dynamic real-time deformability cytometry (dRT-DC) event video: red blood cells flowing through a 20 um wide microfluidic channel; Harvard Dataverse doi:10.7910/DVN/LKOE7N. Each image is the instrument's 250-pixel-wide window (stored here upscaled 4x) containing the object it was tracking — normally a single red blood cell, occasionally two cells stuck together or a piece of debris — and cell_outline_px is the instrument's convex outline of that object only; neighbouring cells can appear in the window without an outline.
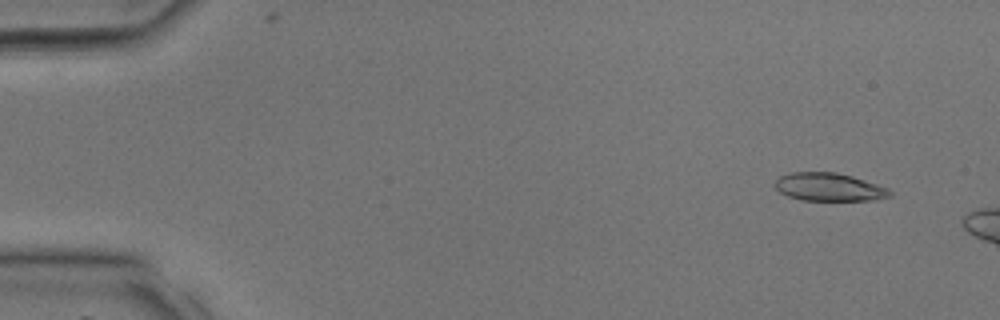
{"species": "common noctule bat (a hibernating species)", "species_latin": "Nyctalus noctula", "temperature_condition": "room temperature", "stored_images_in_passage": 8, "camera_frame_rate_fps": 3000, "um_per_image_px": 0.085, "animal": {"sex": "male", "body_mass_g": 17.9, "forearm_length_mm": 54.2}, "frame": {"image": 1, "passage_image": 3, "time_ms": 0.667, "image_size_px": [1000, 320], "cell_outline_px": [[892, 196], [876, 200], [804, 200], [788, 196], [780, 192], [776, 188], [776, 180], [780, 176], [792, 172], [836, 172], [852, 176], [888, 188], [892, 192]], "centroid_in_image_um": [70.5, 15.9], "position_along_channel_um": 14.5, "area_um2": 18.67}}